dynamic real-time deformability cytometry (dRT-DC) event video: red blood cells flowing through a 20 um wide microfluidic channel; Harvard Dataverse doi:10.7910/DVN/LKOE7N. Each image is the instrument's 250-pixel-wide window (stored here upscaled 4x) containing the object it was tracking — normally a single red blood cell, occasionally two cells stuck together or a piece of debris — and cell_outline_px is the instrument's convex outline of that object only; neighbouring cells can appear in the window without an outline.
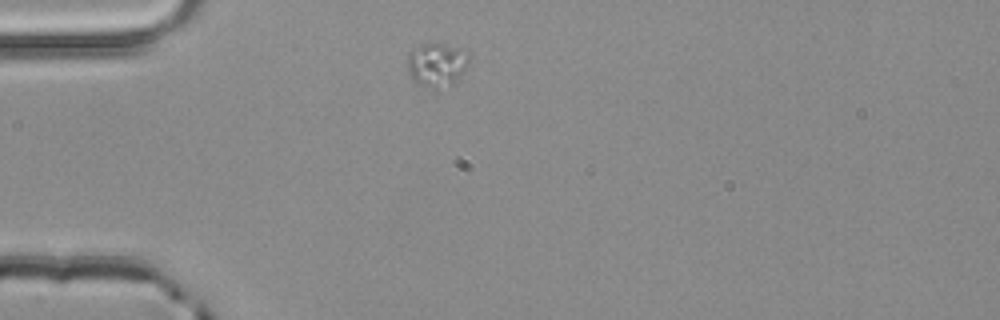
{"species": "common noctule bat (a hibernating species)", "species_latin": "Nyctalus noctula", "temperature_condition": "room temperature", "stored_images_in_passage": 1, "camera_frame_rate_fps": 3000, "um_per_image_px": 0.085, "animal": {"sex": "male", "body_mass_g": 20.4}, "frame": {"image": 1, "passage_image": 1, "time_ms": 0.0, "image_size_px": [1000, 320], "cell_outline_px": [[468, 64], [456, 80], [452, 84], [436, 88], [432, 88], [416, 84], [412, 80], [408, 72], [408, 52], [420, 44], [444, 44], [468, 52]], "centroid_in_image_um": [37.08, 5.5], "position_along_channel_um": 47.9, "area_um2": 15.49}}